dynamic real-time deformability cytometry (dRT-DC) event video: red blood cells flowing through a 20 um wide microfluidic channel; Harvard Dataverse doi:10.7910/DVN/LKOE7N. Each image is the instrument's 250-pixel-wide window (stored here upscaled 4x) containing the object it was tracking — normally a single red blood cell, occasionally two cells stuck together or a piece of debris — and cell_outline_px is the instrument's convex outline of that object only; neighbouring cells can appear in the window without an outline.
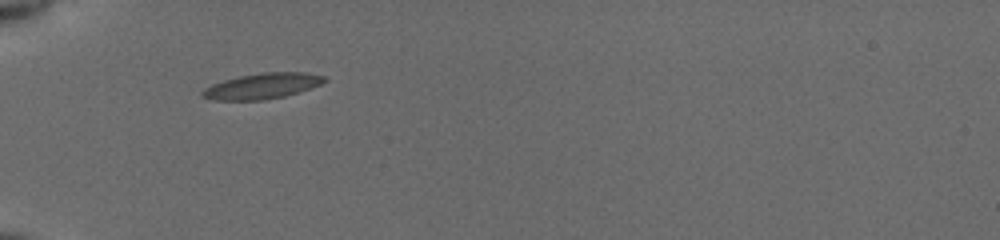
{"species": "common noctule bat (a hibernating species)", "species_latin": "Nyctalus noctula", "temperature_condition": "cold", "stored_images_in_passage": 36, "camera_frame_rate_fps": 3000, "um_per_image_px": 0.085, "animal": {"sex": "female", "body_mass_g": 19.5, "forearm_length_mm": 54.1}, "frame": {"image": 1, "passage_image": 1, "time_ms": 0.0, "image_size_px": [1000, 240], "cell_outline_px": [[328, 80], [320, 84], [284, 96], [260, 100], [212, 100], [200, 96], [200, 92], [204, 88], [212, 84], [224, 80], [240, 76], [264, 72], [308, 72], [324, 76]], "centroid_in_image_um": [22.24, 7.31], "position_along_channel_um": 62.8, "area_um2": 18.09}}
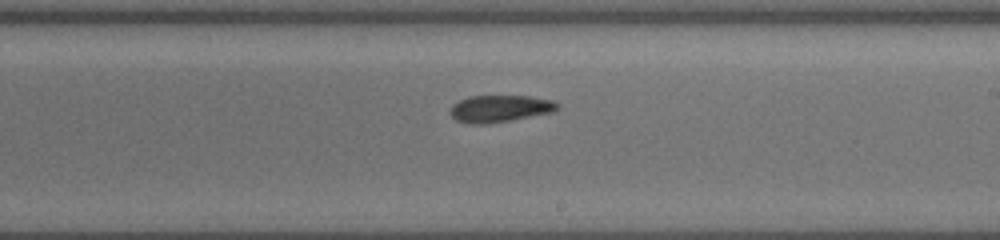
{"frame": {"image": 2, "passage_image": 16, "time_ms": 5.0, "image_size_px": [1000, 240], "cell_outline_px": [[560, 108], [552, 112], [508, 120], [484, 124], [472, 124], [456, 120], [448, 112], [452, 104], [468, 96], [528, 96], [556, 100], [560, 104]], "centroid_in_image_um": [42.5, 9.21], "position_along_channel_um": 246.5, "area_um2": 16.88}}
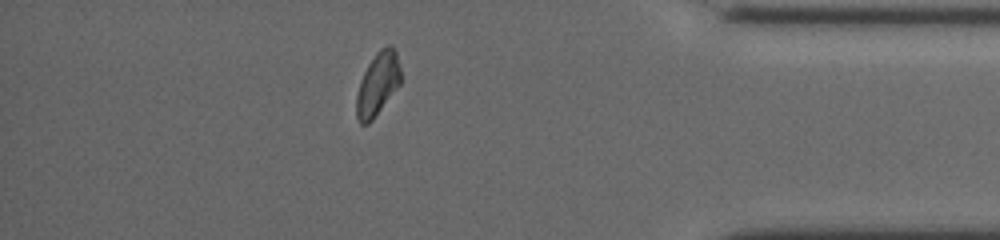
{"frame": {"image": 3, "passage_image": 30, "time_ms": 9.667, "image_size_px": [1000, 240], "cell_outline_px": [[400, 84], [372, 120], [368, 124], [360, 124], [356, 116], [356, 96], [360, 80], [368, 64], [376, 52], [380, 48], [388, 44], [392, 44], [396, 52], [400, 68]], "centroid_in_image_um": [32.09, 7.12], "position_along_channel_um": 403.1, "area_um2": 16.24}, "authors_computed_cell_mechanics": {"area_um2": 16.6175, "velocity_mm_per_s": 3.8869, "shape_relaxation_time_tau1_ms": null, "shape_relaxation_time_tau2_ms": 3.8792, "deformation_change_tau1": null, "deformation_change_tau2": 0.0965}}